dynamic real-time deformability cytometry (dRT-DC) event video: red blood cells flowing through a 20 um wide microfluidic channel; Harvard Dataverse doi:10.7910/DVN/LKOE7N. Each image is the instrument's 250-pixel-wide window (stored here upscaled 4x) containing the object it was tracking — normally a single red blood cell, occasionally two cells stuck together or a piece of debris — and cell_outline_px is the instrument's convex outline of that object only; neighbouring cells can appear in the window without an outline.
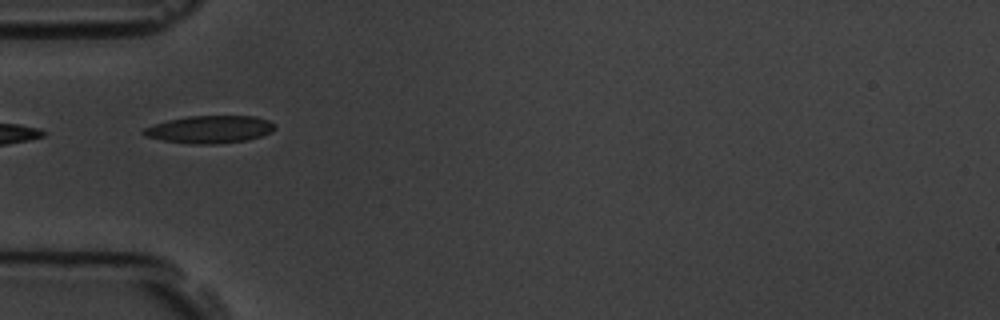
{"species": "common noctule bat (a hibernating species)", "species_latin": "Nyctalus noctula", "temperature_condition": "room temperature", "stored_images_in_passage": 4, "camera_frame_rate_fps": 3000, "um_per_image_px": 0.085, "animal": {"sex": "male", "body_mass_g": 19.5, "forearm_length_mm": 54.6}, "frame": {"image": 1, "passage_image": 1, "time_ms": 0.0, "image_size_px": [1000, 320], "cell_outline_px": [[276, 128], [260, 136], [248, 140], [216, 144], [192, 144], [164, 140], [144, 136], [140, 132], [144, 128], [168, 120], [188, 116], [256, 116], [268, 120], [276, 124]], "centroid_in_image_um": [17.83, 10.99], "position_along_channel_um": 67.2, "area_um2": 20.98}}
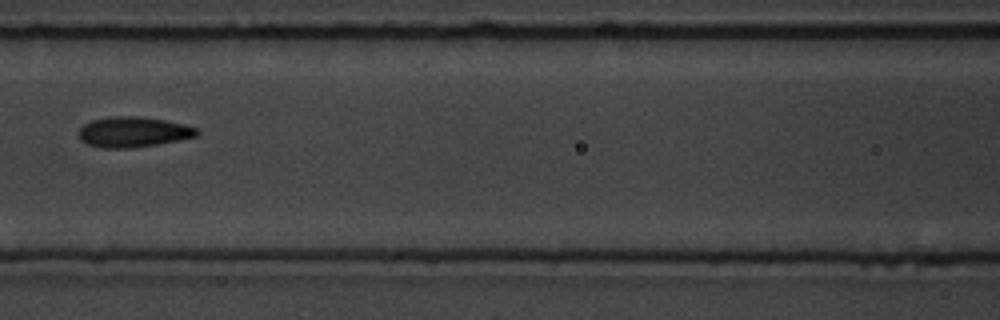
{"frame": {"image": 2, "passage_image": 3, "time_ms": 2.333, "image_size_px": [1000, 320], "cell_outline_px": [[200, 132], [196, 136], [156, 144], [128, 148], [104, 148], [88, 144], [80, 140], [80, 128], [84, 124], [92, 120], [112, 116], [136, 116], [164, 120], [184, 124], [196, 128]], "centroid_in_image_um": [11.31, 11.21], "position_along_channel_um": 155.3, "area_um2": 20.58}}
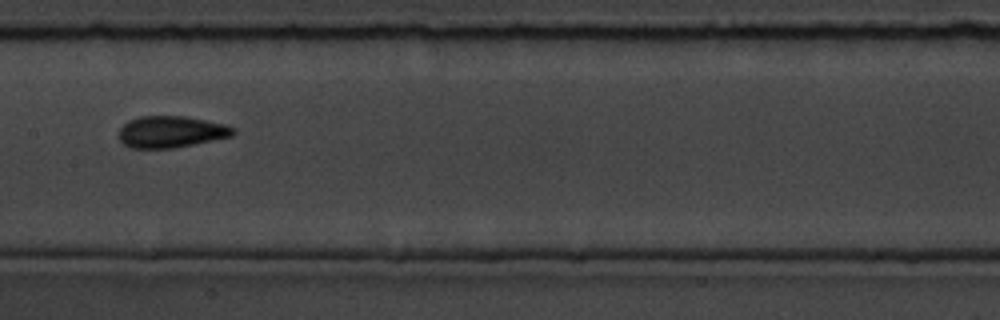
{"frame": {"image": 3, "passage_image": 4, "time_ms": 3.333, "image_size_px": [1000, 320], "cell_outline_px": [[236, 132], [232, 136], [176, 148], [132, 148], [124, 144], [120, 140], [120, 128], [128, 120], [140, 116], [184, 116], [224, 124], [236, 128]], "centroid_in_image_um": [14.55, 11.2], "position_along_channel_um": 192.8, "area_um2": 21.04}}